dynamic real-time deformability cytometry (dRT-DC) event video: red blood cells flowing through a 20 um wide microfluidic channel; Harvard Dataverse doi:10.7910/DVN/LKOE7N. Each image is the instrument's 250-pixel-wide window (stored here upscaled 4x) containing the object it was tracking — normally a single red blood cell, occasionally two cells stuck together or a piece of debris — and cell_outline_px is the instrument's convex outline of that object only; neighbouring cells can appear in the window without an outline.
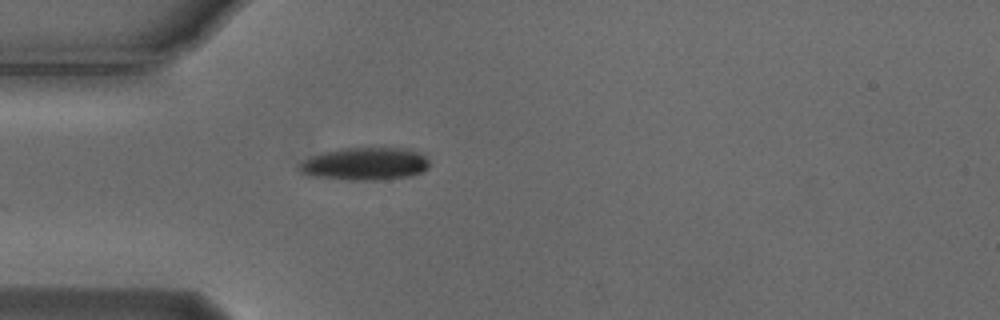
{"species": "Egyptian fruit bat (a non-hibernating species)", "species_latin": "Rousettus aegyptiacus", "temperature_condition": "cold", "stored_images_in_passage": 40, "camera_frame_rate_fps": 3000, "um_per_image_px": 0.085, "animal": {"sex": "male"}, "frame": {"image": 1, "passage_image": 1, "time_ms": 0.0, "image_size_px": [1000, 320], "cell_outline_px": [[428, 168], [420, 172], [408, 176], [376, 180], [348, 180], [308, 176], [300, 172], [300, 164], [304, 160], [312, 156], [324, 152], [344, 148], [412, 148], [424, 156], [428, 160]], "centroid_in_image_um": [31.02, 13.93], "position_along_channel_um": 54.0, "area_um2": 24.68}}
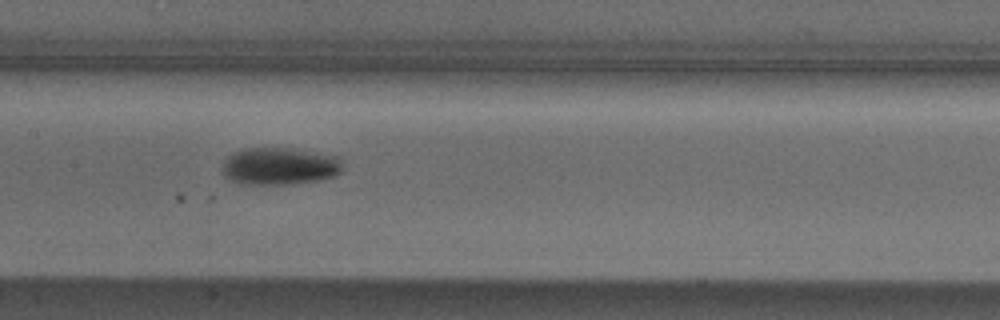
{"frame": {"image": 2, "passage_image": 12, "time_ms": 3.667, "image_size_px": [1000, 320], "cell_outline_px": [[340, 172], [332, 176], [320, 180], [292, 184], [244, 184], [232, 180], [224, 176], [224, 164], [228, 156], [232, 152], [244, 148], [284, 148], [340, 156]], "centroid_in_image_um": [23.75, 14.12], "position_along_channel_um": 183.6, "area_um2": 25.84}}
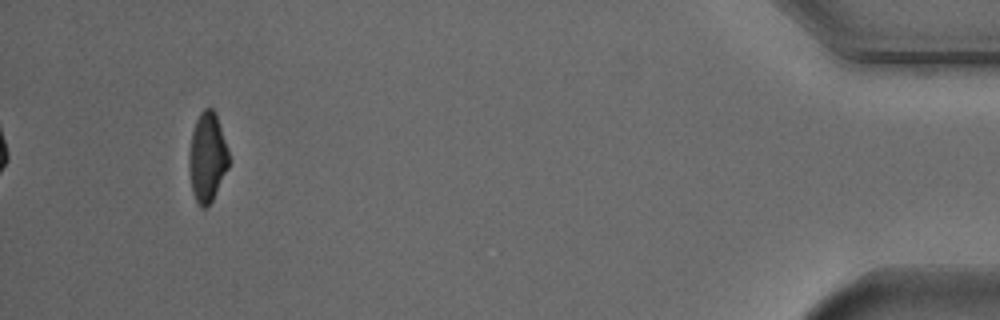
{"frame": {"image": 3, "passage_image": 37, "time_ms": 12.0, "image_size_px": [1000, 320], "cell_outline_px": [[228, 168], [212, 200], [204, 208], [200, 208], [192, 192], [188, 164], [188, 156], [192, 132], [196, 120], [200, 112], [204, 108], [212, 108], [216, 112], [228, 148]], "centroid_in_image_um": [17.61, 13.34], "position_along_channel_um": 417.6, "area_um2": 20.75}, "authors_computed_cell_mechanics": {"area_um2": 23.0911, "velocity_mm_per_s": 3.7287, "shape_relaxation_time_tau1_ms": 7.8728, "shape_relaxation_time_tau2_ms": null, "deformation_change_tau1": 0.2841, "deformation_change_tau2": null}}